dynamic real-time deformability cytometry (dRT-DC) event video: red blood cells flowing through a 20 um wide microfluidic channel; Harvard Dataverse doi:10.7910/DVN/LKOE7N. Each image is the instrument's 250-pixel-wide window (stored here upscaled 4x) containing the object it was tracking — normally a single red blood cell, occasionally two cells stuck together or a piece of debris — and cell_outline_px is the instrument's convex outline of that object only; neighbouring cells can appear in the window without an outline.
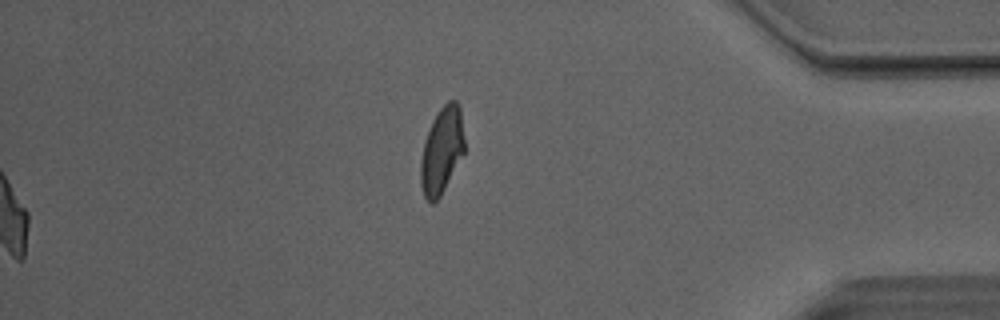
{"species": "Egyptian fruit bat (a non-hibernating species)", "species_latin": "Rousettus aegyptiacus", "temperature_condition": "room temperature", "stored_images_in_passage": 47, "camera_frame_rate_fps": 3000, "um_per_image_px": 0.085, "animal": {"sex": "male"}, "frame": {"image": 1, "passage_image": 47, "time_ms": 15.333, "image_size_px": [1000, 320], "cell_outline_px": [[464, 152], [440, 196], [432, 204], [424, 196], [420, 184], [420, 160], [424, 144], [432, 120], [440, 108], [448, 100], [456, 100], [460, 104], [464, 140]], "centroid_in_image_um": [37.55, 12.76], "position_along_channel_um": 397.7, "area_um2": 21.91}, "authors_computed_cell_mechanics": {"area_um2": 20.0566, "velocity_mm_per_s": 4.0859, "shape_relaxation_time_tau1_ms": 11.1613, "shape_relaxation_time_tau2_ms": 2.1143, "deformation_change_tau1": 0.2597, "deformation_change_tau2": 0.103}}